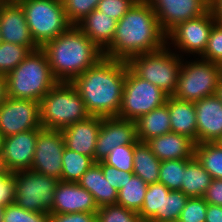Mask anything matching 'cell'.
Listing matches in <instances>:
<instances>
[{
  "label": "cell",
  "instance_id": "obj_1",
  "mask_svg": "<svg viewBox=\"0 0 222 222\" xmlns=\"http://www.w3.org/2000/svg\"><path fill=\"white\" fill-rule=\"evenodd\" d=\"M165 45L166 34L152 7L146 0H138L117 21L115 35L103 56L128 62L132 57L159 50Z\"/></svg>",
  "mask_w": 222,
  "mask_h": 222
},
{
  "label": "cell",
  "instance_id": "obj_2",
  "mask_svg": "<svg viewBox=\"0 0 222 222\" xmlns=\"http://www.w3.org/2000/svg\"><path fill=\"white\" fill-rule=\"evenodd\" d=\"M128 67L125 61L103 57L71 82L91 116L117 117Z\"/></svg>",
  "mask_w": 222,
  "mask_h": 222
},
{
  "label": "cell",
  "instance_id": "obj_3",
  "mask_svg": "<svg viewBox=\"0 0 222 222\" xmlns=\"http://www.w3.org/2000/svg\"><path fill=\"white\" fill-rule=\"evenodd\" d=\"M41 49L58 82H72L104 57L103 51L76 25H71Z\"/></svg>",
  "mask_w": 222,
  "mask_h": 222
},
{
  "label": "cell",
  "instance_id": "obj_4",
  "mask_svg": "<svg viewBox=\"0 0 222 222\" xmlns=\"http://www.w3.org/2000/svg\"><path fill=\"white\" fill-rule=\"evenodd\" d=\"M5 76L8 97L37 102H40L58 83L52 74L48 58L41 48L31 51Z\"/></svg>",
  "mask_w": 222,
  "mask_h": 222
},
{
  "label": "cell",
  "instance_id": "obj_5",
  "mask_svg": "<svg viewBox=\"0 0 222 222\" xmlns=\"http://www.w3.org/2000/svg\"><path fill=\"white\" fill-rule=\"evenodd\" d=\"M89 116L84 101L71 82H58L40 101L43 129L62 130Z\"/></svg>",
  "mask_w": 222,
  "mask_h": 222
},
{
  "label": "cell",
  "instance_id": "obj_6",
  "mask_svg": "<svg viewBox=\"0 0 222 222\" xmlns=\"http://www.w3.org/2000/svg\"><path fill=\"white\" fill-rule=\"evenodd\" d=\"M183 58L165 45L163 48L132 57L129 68L141 79L172 96L177 87Z\"/></svg>",
  "mask_w": 222,
  "mask_h": 222
},
{
  "label": "cell",
  "instance_id": "obj_7",
  "mask_svg": "<svg viewBox=\"0 0 222 222\" xmlns=\"http://www.w3.org/2000/svg\"><path fill=\"white\" fill-rule=\"evenodd\" d=\"M22 7L34 42L41 48L72 24L68 21L61 0H16Z\"/></svg>",
  "mask_w": 222,
  "mask_h": 222
},
{
  "label": "cell",
  "instance_id": "obj_8",
  "mask_svg": "<svg viewBox=\"0 0 222 222\" xmlns=\"http://www.w3.org/2000/svg\"><path fill=\"white\" fill-rule=\"evenodd\" d=\"M187 59L184 57L182 60L177 87L172 96L196 102L215 95L222 78L220 65L199 57Z\"/></svg>",
  "mask_w": 222,
  "mask_h": 222
},
{
  "label": "cell",
  "instance_id": "obj_9",
  "mask_svg": "<svg viewBox=\"0 0 222 222\" xmlns=\"http://www.w3.org/2000/svg\"><path fill=\"white\" fill-rule=\"evenodd\" d=\"M168 97L163 90L141 79L128 67L117 117L136 121L140 116L165 104Z\"/></svg>",
  "mask_w": 222,
  "mask_h": 222
},
{
  "label": "cell",
  "instance_id": "obj_10",
  "mask_svg": "<svg viewBox=\"0 0 222 222\" xmlns=\"http://www.w3.org/2000/svg\"><path fill=\"white\" fill-rule=\"evenodd\" d=\"M15 203L25 210L49 213L60 180L34 170L15 171Z\"/></svg>",
  "mask_w": 222,
  "mask_h": 222
},
{
  "label": "cell",
  "instance_id": "obj_11",
  "mask_svg": "<svg viewBox=\"0 0 222 222\" xmlns=\"http://www.w3.org/2000/svg\"><path fill=\"white\" fill-rule=\"evenodd\" d=\"M216 23L211 10L196 18L178 24L166 35V45L182 58L200 57Z\"/></svg>",
  "mask_w": 222,
  "mask_h": 222
},
{
  "label": "cell",
  "instance_id": "obj_12",
  "mask_svg": "<svg viewBox=\"0 0 222 222\" xmlns=\"http://www.w3.org/2000/svg\"><path fill=\"white\" fill-rule=\"evenodd\" d=\"M32 129H43L40 102L8 97L0 105V132L5 137Z\"/></svg>",
  "mask_w": 222,
  "mask_h": 222
},
{
  "label": "cell",
  "instance_id": "obj_13",
  "mask_svg": "<svg viewBox=\"0 0 222 222\" xmlns=\"http://www.w3.org/2000/svg\"><path fill=\"white\" fill-rule=\"evenodd\" d=\"M64 148L61 130L42 129L38 133L30 170L61 180Z\"/></svg>",
  "mask_w": 222,
  "mask_h": 222
},
{
  "label": "cell",
  "instance_id": "obj_14",
  "mask_svg": "<svg viewBox=\"0 0 222 222\" xmlns=\"http://www.w3.org/2000/svg\"><path fill=\"white\" fill-rule=\"evenodd\" d=\"M167 35L178 24L210 10V0H146Z\"/></svg>",
  "mask_w": 222,
  "mask_h": 222
},
{
  "label": "cell",
  "instance_id": "obj_15",
  "mask_svg": "<svg viewBox=\"0 0 222 222\" xmlns=\"http://www.w3.org/2000/svg\"><path fill=\"white\" fill-rule=\"evenodd\" d=\"M137 142L135 121L118 117H102L94 151V161H103L117 146L136 144Z\"/></svg>",
  "mask_w": 222,
  "mask_h": 222
},
{
  "label": "cell",
  "instance_id": "obj_16",
  "mask_svg": "<svg viewBox=\"0 0 222 222\" xmlns=\"http://www.w3.org/2000/svg\"><path fill=\"white\" fill-rule=\"evenodd\" d=\"M0 34L2 42H10L35 51L34 42L22 7L16 1H0Z\"/></svg>",
  "mask_w": 222,
  "mask_h": 222
},
{
  "label": "cell",
  "instance_id": "obj_17",
  "mask_svg": "<svg viewBox=\"0 0 222 222\" xmlns=\"http://www.w3.org/2000/svg\"><path fill=\"white\" fill-rule=\"evenodd\" d=\"M93 195L75 182L59 181L50 214L96 213Z\"/></svg>",
  "mask_w": 222,
  "mask_h": 222
},
{
  "label": "cell",
  "instance_id": "obj_18",
  "mask_svg": "<svg viewBox=\"0 0 222 222\" xmlns=\"http://www.w3.org/2000/svg\"><path fill=\"white\" fill-rule=\"evenodd\" d=\"M41 130L32 129L4 138L2 155L10 172L31 168Z\"/></svg>",
  "mask_w": 222,
  "mask_h": 222
},
{
  "label": "cell",
  "instance_id": "obj_19",
  "mask_svg": "<svg viewBox=\"0 0 222 222\" xmlns=\"http://www.w3.org/2000/svg\"><path fill=\"white\" fill-rule=\"evenodd\" d=\"M197 121V144L217 142L222 137V102L209 96L194 102Z\"/></svg>",
  "mask_w": 222,
  "mask_h": 222
},
{
  "label": "cell",
  "instance_id": "obj_20",
  "mask_svg": "<svg viewBox=\"0 0 222 222\" xmlns=\"http://www.w3.org/2000/svg\"><path fill=\"white\" fill-rule=\"evenodd\" d=\"M101 121V116L90 115L87 119L62 129L65 147L94 160V151Z\"/></svg>",
  "mask_w": 222,
  "mask_h": 222
},
{
  "label": "cell",
  "instance_id": "obj_21",
  "mask_svg": "<svg viewBox=\"0 0 222 222\" xmlns=\"http://www.w3.org/2000/svg\"><path fill=\"white\" fill-rule=\"evenodd\" d=\"M160 161L191 159L195 143L187 136L174 132L155 137L146 142Z\"/></svg>",
  "mask_w": 222,
  "mask_h": 222
},
{
  "label": "cell",
  "instance_id": "obj_22",
  "mask_svg": "<svg viewBox=\"0 0 222 222\" xmlns=\"http://www.w3.org/2000/svg\"><path fill=\"white\" fill-rule=\"evenodd\" d=\"M166 104L169 110L171 132L187 136L197 144V121L194 102L169 96Z\"/></svg>",
  "mask_w": 222,
  "mask_h": 222
},
{
  "label": "cell",
  "instance_id": "obj_23",
  "mask_svg": "<svg viewBox=\"0 0 222 222\" xmlns=\"http://www.w3.org/2000/svg\"><path fill=\"white\" fill-rule=\"evenodd\" d=\"M117 21L106 14L94 9L76 26L102 51L112 42L116 31Z\"/></svg>",
  "mask_w": 222,
  "mask_h": 222
},
{
  "label": "cell",
  "instance_id": "obj_24",
  "mask_svg": "<svg viewBox=\"0 0 222 222\" xmlns=\"http://www.w3.org/2000/svg\"><path fill=\"white\" fill-rule=\"evenodd\" d=\"M77 183L93 195L98 208L116 204L118 191L104 177L102 168L97 162L82 175Z\"/></svg>",
  "mask_w": 222,
  "mask_h": 222
},
{
  "label": "cell",
  "instance_id": "obj_25",
  "mask_svg": "<svg viewBox=\"0 0 222 222\" xmlns=\"http://www.w3.org/2000/svg\"><path fill=\"white\" fill-rule=\"evenodd\" d=\"M138 141L147 142L155 137L171 132L170 116L167 104L155 108L140 116L136 121Z\"/></svg>",
  "mask_w": 222,
  "mask_h": 222
},
{
  "label": "cell",
  "instance_id": "obj_26",
  "mask_svg": "<svg viewBox=\"0 0 222 222\" xmlns=\"http://www.w3.org/2000/svg\"><path fill=\"white\" fill-rule=\"evenodd\" d=\"M161 161L151 151L146 142L138 141L135 144L133 159V174L140 177L145 183L152 184L159 181Z\"/></svg>",
  "mask_w": 222,
  "mask_h": 222
},
{
  "label": "cell",
  "instance_id": "obj_27",
  "mask_svg": "<svg viewBox=\"0 0 222 222\" xmlns=\"http://www.w3.org/2000/svg\"><path fill=\"white\" fill-rule=\"evenodd\" d=\"M211 181V175L202 167L198 159L193 156L191 159H187L180 191L189 198L203 197Z\"/></svg>",
  "mask_w": 222,
  "mask_h": 222
},
{
  "label": "cell",
  "instance_id": "obj_28",
  "mask_svg": "<svg viewBox=\"0 0 222 222\" xmlns=\"http://www.w3.org/2000/svg\"><path fill=\"white\" fill-rule=\"evenodd\" d=\"M147 187V183L137 175L133 174L131 178H127L123 187L119 189L116 204L123 206L126 209L139 212L144 203Z\"/></svg>",
  "mask_w": 222,
  "mask_h": 222
},
{
  "label": "cell",
  "instance_id": "obj_29",
  "mask_svg": "<svg viewBox=\"0 0 222 222\" xmlns=\"http://www.w3.org/2000/svg\"><path fill=\"white\" fill-rule=\"evenodd\" d=\"M194 156L212 179H222V146L218 142L195 144Z\"/></svg>",
  "mask_w": 222,
  "mask_h": 222
},
{
  "label": "cell",
  "instance_id": "obj_30",
  "mask_svg": "<svg viewBox=\"0 0 222 222\" xmlns=\"http://www.w3.org/2000/svg\"><path fill=\"white\" fill-rule=\"evenodd\" d=\"M163 183L148 184L144 203L138 214L145 222H162V203L164 192H170Z\"/></svg>",
  "mask_w": 222,
  "mask_h": 222
},
{
  "label": "cell",
  "instance_id": "obj_31",
  "mask_svg": "<svg viewBox=\"0 0 222 222\" xmlns=\"http://www.w3.org/2000/svg\"><path fill=\"white\" fill-rule=\"evenodd\" d=\"M94 163L91 157L65 147L62 156L61 181L77 183Z\"/></svg>",
  "mask_w": 222,
  "mask_h": 222
},
{
  "label": "cell",
  "instance_id": "obj_32",
  "mask_svg": "<svg viewBox=\"0 0 222 222\" xmlns=\"http://www.w3.org/2000/svg\"><path fill=\"white\" fill-rule=\"evenodd\" d=\"M187 159L161 161L159 181L169 190H181Z\"/></svg>",
  "mask_w": 222,
  "mask_h": 222
},
{
  "label": "cell",
  "instance_id": "obj_33",
  "mask_svg": "<svg viewBox=\"0 0 222 222\" xmlns=\"http://www.w3.org/2000/svg\"><path fill=\"white\" fill-rule=\"evenodd\" d=\"M31 50L22 45L1 42L0 43V74L6 75L17 67Z\"/></svg>",
  "mask_w": 222,
  "mask_h": 222
},
{
  "label": "cell",
  "instance_id": "obj_34",
  "mask_svg": "<svg viewBox=\"0 0 222 222\" xmlns=\"http://www.w3.org/2000/svg\"><path fill=\"white\" fill-rule=\"evenodd\" d=\"M96 218L97 222H145L138 212L117 204L99 207Z\"/></svg>",
  "mask_w": 222,
  "mask_h": 222
},
{
  "label": "cell",
  "instance_id": "obj_35",
  "mask_svg": "<svg viewBox=\"0 0 222 222\" xmlns=\"http://www.w3.org/2000/svg\"><path fill=\"white\" fill-rule=\"evenodd\" d=\"M188 198L189 197L180 190L164 192L162 203V222L178 221Z\"/></svg>",
  "mask_w": 222,
  "mask_h": 222
},
{
  "label": "cell",
  "instance_id": "obj_36",
  "mask_svg": "<svg viewBox=\"0 0 222 222\" xmlns=\"http://www.w3.org/2000/svg\"><path fill=\"white\" fill-rule=\"evenodd\" d=\"M134 149L135 144L117 146L103 159V162L118 170L133 172Z\"/></svg>",
  "mask_w": 222,
  "mask_h": 222
},
{
  "label": "cell",
  "instance_id": "obj_37",
  "mask_svg": "<svg viewBox=\"0 0 222 222\" xmlns=\"http://www.w3.org/2000/svg\"><path fill=\"white\" fill-rule=\"evenodd\" d=\"M3 222H50V213L25 210L14 202L4 207Z\"/></svg>",
  "mask_w": 222,
  "mask_h": 222
},
{
  "label": "cell",
  "instance_id": "obj_38",
  "mask_svg": "<svg viewBox=\"0 0 222 222\" xmlns=\"http://www.w3.org/2000/svg\"><path fill=\"white\" fill-rule=\"evenodd\" d=\"M68 21L72 25L79 23L89 15L100 0H61Z\"/></svg>",
  "mask_w": 222,
  "mask_h": 222
},
{
  "label": "cell",
  "instance_id": "obj_39",
  "mask_svg": "<svg viewBox=\"0 0 222 222\" xmlns=\"http://www.w3.org/2000/svg\"><path fill=\"white\" fill-rule=\"evenodd\" d=\"M199 58L219 65L222 63V24L216 22L213 25L207 46Z\"/></svg>",
  "mask_w": 222,
  "mask_h": 222
},
{
  "label": "cell",
  "instance_id": "obj_40",
  "mask_svg": "<svg viewBox=\"0 0 222 222\" xmlns=\"http://www.w3.org/2000/svg\"><path fill=\"white\" fill-rule=\"evenodd\" d=\"M208 203L203 197L188 198L181 211L179 222H205Z\"/></svg>",
  "mask_w": 222,
  "mask_h": 222
},
{
  "label": "cell",
  "instance_id": "obj_41",
  "mask_svg": "<svg viewBox=\"0 0 222 222\" xmlns=\"http://www.w3.org/2000/svg\"><path fill=\"white\" fill-rule=\"evenodd\" d=\"M138 0H100L96 9L119 21Z\"/></svg>",
  "mask_w": 222,
  "mask_h": 222
},
{
  "label": "cell",
  "instance_id": "obj_42",
  "mask_svg": "<svg viewBox=\"0 0 222 222\" xmlns=\"http://www.w3.org/2000/svg\"><path fill=\"white\" fill-rule=\"evenodd\" d=\"M97 163L101 166L104 177L117 191L123 187V184L126 182L127 178H131L133 175V172L118 170L116 167L109 166L103 161H99Z\"/></svg>",
  "mask_w": 222,
  "mask_h": 222
},
{
  "label": "cell",
  "instance_id": "obj_43",
  "mask_svg": "<svg viewBox=\"0 0 222 222\" xmlns=\"http://www.w3.org/2000/svg\"><path fill=\"white\" fill-rule=\"evenodd\" d=\"M15 201V174L0 177V206H7Z\"/></svg>",
  "mask_w": 222,
  "mask_h": 222
},
{
  "label": "cell",
  "instance_id": "obj_44",
  "mask_svg": "<svg viewBox=\"0 0 222 222\" xmlns=\"http://www.w3.org/2000/svg\"><path fill=\"white\" fill-rule=\"evenodd\" d=\"M50 222H97L96 213L50 214Z\"/></svg>",
  "mask_w": 222,
  "mask_h": 222
},
{
  "label": "cell",
  "instance_id": "obj_45",
  "mask_svg": "<svg viewBox=\"0 0 222 222\" xmlns=\"http://www.w3.org/2000/svg\"><path fill=\"white\" fill-rule=\"evenodd\" d=\"M203 199L208 204L222 206V179H212Z\"/></svg>",
  "mask_w": 222,
  "mask_h": 222
},
{
  "label": "cell",
  "instance_id": "obj_46",
  "mask_svg": "<svg viewBox=\"0 0 222 222\" xmlns=\"http://www.w3.org/2000/svg\"><path fill=\"white\" fill-rule=\"evenodd\" d=\"M205 222H222V206L208 204Z\"/></svg>",
  "mask_w": 222,
  "mask_h": 222
},
{
  "label": "cell",
  "instance_id": "obj_47",
  "mask_svg": "<svg viewBox=\"0 0 222 222\" xmlns=\"http://www.w3.org/2000/svg\"><path fill=\"white\" fill-rule=\"evenodd\" d=\"M210 10L216 22L222 24V0H210Z\"/></svg>",
  "mask_w": 222,
  "mask_h": 222
},
{
  "label": "cell",
  "instance_id": "obj_48",
  "mask_svg": "<svg viewBox=\"0 0 222 222\" xmlns=\"http://www.w3.org/2000/svg\"><path fill=\"white\" fill-rule=\"evenodd\" d=\"M8 98L6 76L0 74V105Z\"/></svg>",
  "mask_w": 222,
  "mask_h": 222
},
{
  "label": "cell",
  "instance_id": "obj_49",
  "mask_svg": "<svg viewBox=\"0 0 222 222\" xmlns=\"http://www.w3.org/2000/svg\"><path fill=\"white\" fill-rule=\"evenodd\" d=\"M9 173L11 172L6 166V162L3 158L2 153H0V177L4 175H8Z\"/></svg>",
  "mask_w": 222,
  "mask_h": 222
},
{
  "label": "cell",
  "instance_id": "obj_50",
  "mask_svg": "<svg viewBox=\"0 0 222 222\" xmlns=\"http://www.w3.org/2000/svg\"><path fill=\"white\" fill-rule=\"evenodd\" d=\"M215 95L220 99L222 102V78L220 79L217 88H216V93Z\"/></svg>",
  "mask_w": 222,
  "mask_h": 222
},
{
  "label": "cell",
  "instance_id": "obj_51",
  "mask_svg": "<svg viewBox=\"0 0 222 222\" xmlns=\"http://www.w3.org/2000/svg\"><path fill=\"white\" fill-rule=\"evenodd\" d=\"M3 141H4V136L0 132V153L3 151Z\"/></svg>",
  "mask_w": 222,
  "mask_h": 222
},
{
  "label": "cell",
  "instance_id": "obj_52",
  "mask_svg": "<svg viewBox=\"0 0 222 222\" xmlns=\"http://www.w3.org/2000/svg\"><path fill=\"white\" fill-rule=\"evenodd\" d=\"M4 207L0 206V222H3Z\"/></svg>",
  "mask_w": 222,
  "mask_h": 222
},
{
  "label": "cell",
  "instance_id": "obj_53",
  "mask_svg": "<svg viewBox=\"0 0 222 222\" xmlns=\"http://www.w3.org/2000/svg\"><path fill=\"white\" fill-rule=\"evenodd\" d=\"M217 142L222 146V137Z\"/></svg>",
  "mask_w": 222,
  "mask_h": 222
},
{
  "label": "cell",
  "instance_id": "obj_54",
  "mask_svg": "<svg viewBox=\"0 0 222 222\" xmlns=\"http://www.w3.org/2000/svg\"><path fill=\"white\" fill-rule=\"evenodd\" d=\"M220 68H221V77H222V63L220 64Z\"/></svg>",
  "mask_w": 222,
  "mask_h": 222
},
{
  "label": "cell",
  "instance_id": "obj_55",
  "mask_svg": "<svg viewBox=\"0 0 222 222\" xmlns=\"http://www.w3.org/2000/svg\"><path fill=\"white\" fill-rule=\"evenodd\" d=\"M0 1H16V0H0Z\"/></svg>",
  "mask_w": 222,
  "mask_h": 222
}]
</instances>
